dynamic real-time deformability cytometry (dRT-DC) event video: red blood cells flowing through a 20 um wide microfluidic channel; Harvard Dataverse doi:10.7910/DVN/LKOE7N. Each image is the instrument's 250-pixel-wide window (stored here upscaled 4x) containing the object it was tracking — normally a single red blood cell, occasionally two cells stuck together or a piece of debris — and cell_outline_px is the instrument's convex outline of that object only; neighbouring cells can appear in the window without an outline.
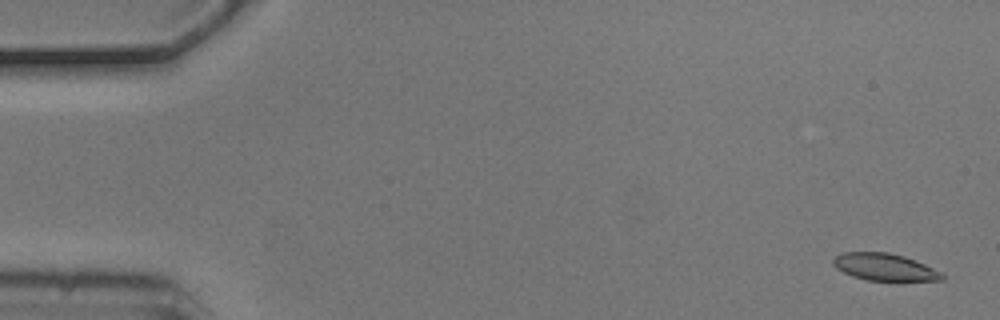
{"species": "common noctule bat (a hibernating species)", "species_latin": "Nyctalus noctula", "temperature_condition": "cold", "stored_images_in_passage": 6, "camera_frame_rate_fps": 3000, "um_per_image_px": 0.085, "animal": {"sex": "male", "body_mass_g": 20.5, "forearm_length_mm": 52.5}, "frame": {"image": 1, "passage_image": 1, "time_ms": 0.0, "image_size_px": [1000, 320], "cell_outline_px": [[944, 280], [900, 284], [868, 280], [852, 276], [836, 268], [832, 264], [832, 260], [836, 256], [844, 252], [888, 252], [904, 256], [924, 264], [940, 272], [944, 276]], "centroid_in_image_um": [75.25, 22.76], "position_along_channel_um": 9.7, "area_um2": 18.03}}
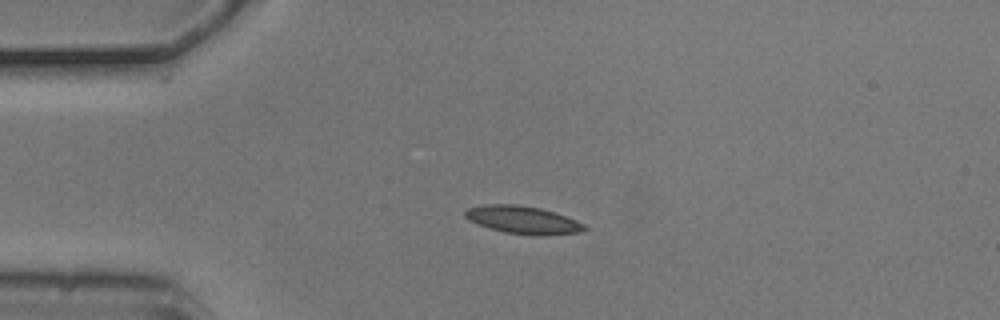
{"frame": {"image": 2, "passage_image": 4, "time_ms": 1.0, "image_size_px": [1000, 320], "cell_outline_px": [[588, 228], [580, 232], [540, 236], [532, 236], [504, 232], [476, 224], [468, 220], [464, 216], [464, 212], [468, 208], [488, 204], [516, 204], [540, 208], [576, 220], [584, 224]], "centroid_in_image_um": [44.42, 18.7], "position_along_channel_um": 40.6, "area_um2": 19.31}}
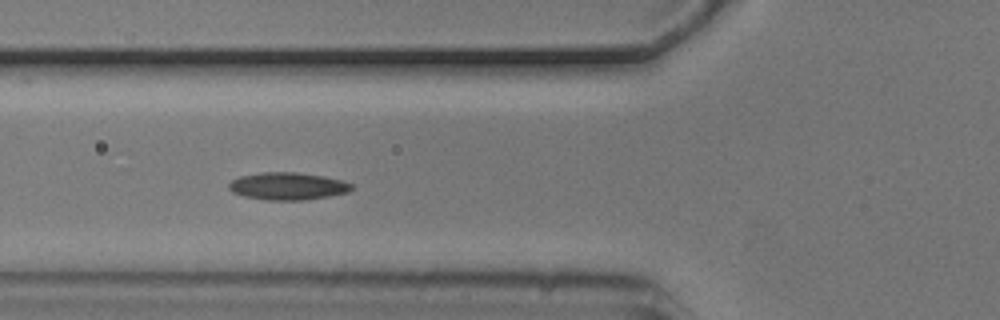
{"frame": {"image": 3, "passage_image": 6, "time_ms": 1.667, "image_size_px": [1000, 320], "cell_outline_px": [[352, 188], [348, 192], [328, 196], [304, 200], [264, 200], [244, 196], [232, 192], [228, 188], [228, 184], [232, 180], [240, 176], [260, 172], [296, 172], [324, 176], [340, 180], [352, 184]], "centroid_in_image_um": [24.42, 15.82], "position_along_channel_um": 101.4, "area_um2": 19.59}}